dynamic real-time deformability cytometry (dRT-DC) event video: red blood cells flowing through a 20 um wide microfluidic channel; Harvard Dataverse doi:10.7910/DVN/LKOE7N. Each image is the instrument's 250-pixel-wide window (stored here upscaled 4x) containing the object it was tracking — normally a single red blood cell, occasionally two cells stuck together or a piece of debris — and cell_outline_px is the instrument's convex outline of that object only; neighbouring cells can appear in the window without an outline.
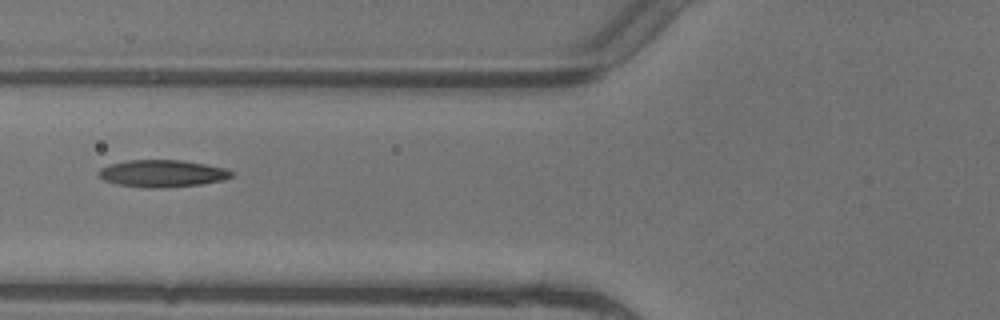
{"species": "common noctule bat (a hibernating species)", "species_latin": "Nyctalus noctula", "temperature_condition": "warm", "stored_images_in_passage": 3, "camera_frame_rate_fps": 3000, "um_per_image_px": 0.085, "animal": {"sex": "female"}, "frame": {"image": 1, "passage_image": 3, "time_ms": 0.667, "image_size_px": [1000, 320], "cell_outline_px": [[232, 176], [224, 180], [200, 184], [160, 188], [148, 188], [116, 184], [104, 180], [96, 176], [96, 172], [100, 168], [108, 164], [128, 160], [180, 160], [204, 164], [224, 168], [232, 172]], "centroid_in_image_um": [13.71, 14.74], "position_along_channel_um": 112.1, "area_um2": 21.04}}